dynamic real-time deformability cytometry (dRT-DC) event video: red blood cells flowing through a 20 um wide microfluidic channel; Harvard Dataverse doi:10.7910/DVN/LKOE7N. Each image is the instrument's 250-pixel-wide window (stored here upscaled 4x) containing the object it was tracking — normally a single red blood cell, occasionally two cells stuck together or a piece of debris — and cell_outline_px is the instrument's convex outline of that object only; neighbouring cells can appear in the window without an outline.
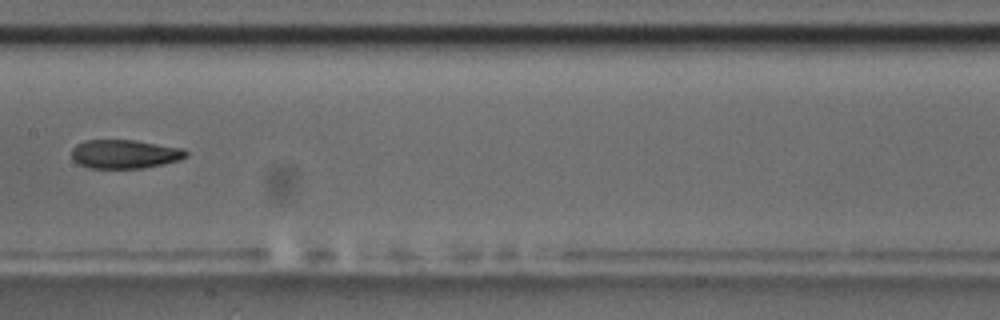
{"species": "common noctule bat (a hibernating species)", "species_latin": "Nyctalus noctula", "temperature_condition": "room temperature", "stored_images_in_passage": 7, "camera_frame_rate_fps": 3000, "um_per_image_px": 0.085, "animal": {"sex": "male", "body_mass_g": 17.5, "forearm_length_mm": 52.3}, "frame": {"image": 1, "passage_image": 7, "time_ms": 7.667, "image_size_px": [1000, 320], "cell_outline_px": [[188, 156], [180, 160], [140, 168], [88, 168], [72, 160], [72, 148], [76, 144], [84, 140], [132, 140], [184, 148], [188, 152]], "centroid_in_image_um": [10.58, 13.09], "position_along_channel_um": 196.8, "area_um2": 19.19}}